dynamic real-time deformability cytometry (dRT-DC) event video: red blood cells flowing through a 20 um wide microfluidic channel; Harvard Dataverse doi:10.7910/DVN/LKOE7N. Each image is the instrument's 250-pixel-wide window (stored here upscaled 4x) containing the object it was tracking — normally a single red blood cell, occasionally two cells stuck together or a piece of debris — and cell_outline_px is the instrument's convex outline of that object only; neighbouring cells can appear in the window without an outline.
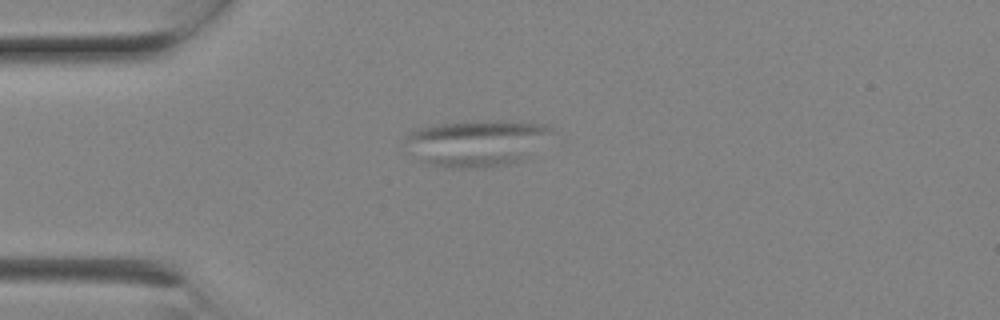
{"species": "Egyptian fruit bat (a non-hibernating species)", "species_latin": "Rousettus aegyptiacus", "temperature_condition": "room temperature", "stored_images_in_passage": 7, "camera_frame_rate_fps": 3000, "um_per_image_px": 0.085, "animal": {"sex": "female"}, "frame": {"image": 1, "passage_image": 6, "time_ms": 1.667, "image_size_px": [1000, 320], "cell_outline_px": [[552, 132], [520, 160], [512, 164], [480, 168], [448, 168], [428, 164], [404, 140], [416, 128], [440, 124], [548, 124], [552, 128]], "centroid_in_image_um": [40.47, 12.22], "position_along_channel_um": 44.5, "area_um2": 36.82}}